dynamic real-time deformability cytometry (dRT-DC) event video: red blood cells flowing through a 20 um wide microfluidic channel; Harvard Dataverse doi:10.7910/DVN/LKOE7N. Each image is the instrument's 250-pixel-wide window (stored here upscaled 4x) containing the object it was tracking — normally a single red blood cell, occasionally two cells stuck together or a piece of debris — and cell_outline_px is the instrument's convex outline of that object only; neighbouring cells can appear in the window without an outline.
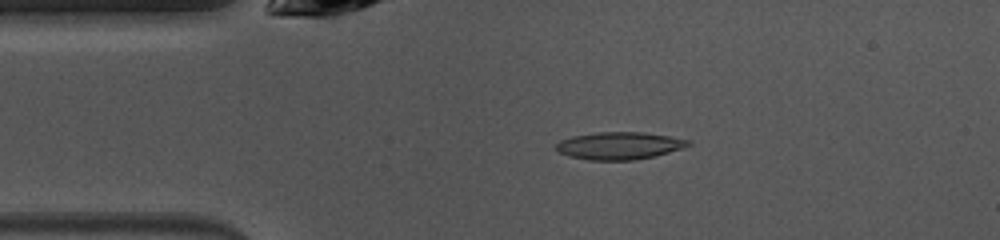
{"species": "common noctule bat (a hibernating species)", "species_latin": "Nyctalus noctula", "temperature_condition": "warm", "stored_images_in_passage": 48, "camera_frame_rate_fps": 3000, "um_per_image_px": 0.085, "animal": {"sex": "female", "body_mass_g": 10.0, "forearm_length_mm": 53.1}, "frame": {"image": 1, "passage_image": 8, "time_ms": 2.333, "image_size_px": [1000, 240], "cell_outline_px": [[692, 144], [684, 148], [656, 156], [636, 160], [588, 160], [568, 156], [560, 152], [556, 148], [556, 144], [560, 140], [572, 136], [596, 132], [644, 132], [692, 140]], "centroid_in_image_um": [52.68, 12.38], "position_along_channel_um": 32.3, "area_um2": 21.33}}
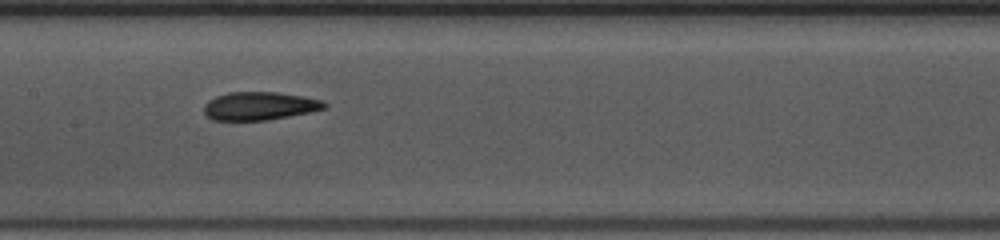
{"frame": {"image": 2, "passage_image": 21, "time_ms": 6.667, "image_size_px": [1000, 240], "cell_outline_px": [[328, 108], [268, 120], [212, 120], [204, 112], [204, 104], [208, 100], [216, 96], [228, 92], [276, 92], [300, 96], [320, 100], [328, 104]], "centroid_in_image_um": [22.03, 9.01], "position_along_channel_um": 185.4, "area_um2": 19.65}}
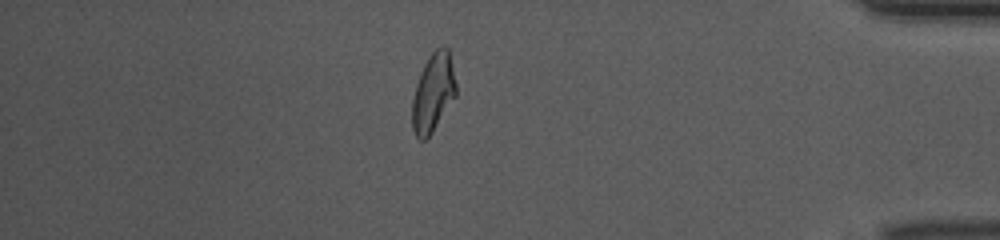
{"frame": {"image": 3, "passage_image": 40, "time_ms": 13.0, "image_size_px": [1000, 240], "cell_outline_px": [[456, 96], [432, 132], [424, 140], [420, 140], [416, 136], [412, 128], [412, 100], [416, 84], [424, 64], [428, 56], [436, 48], [444, 44], [448, 48], [456, 84]], "centroid_in_image_um": [36.81, 7.85], "position_along_channel_um": 398.4, "area_um2": 20.0}}